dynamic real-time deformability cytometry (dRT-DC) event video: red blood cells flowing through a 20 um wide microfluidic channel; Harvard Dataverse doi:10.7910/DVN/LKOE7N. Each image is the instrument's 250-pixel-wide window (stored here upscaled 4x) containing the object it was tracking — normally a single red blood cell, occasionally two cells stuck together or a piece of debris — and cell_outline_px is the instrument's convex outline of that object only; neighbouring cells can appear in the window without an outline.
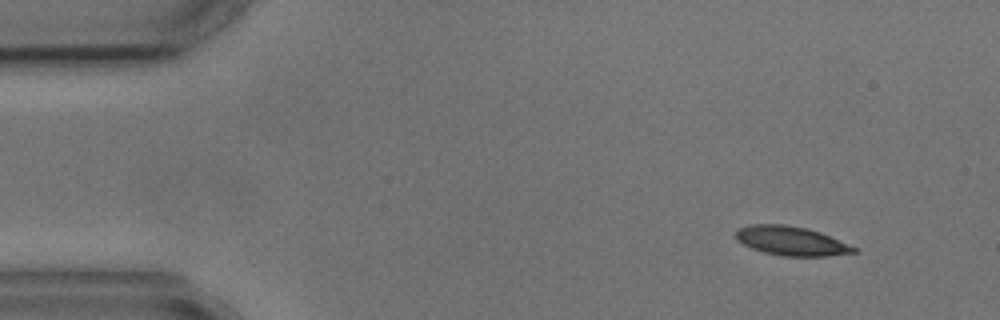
{"species": "common noctule bat (a hibernating species)", "species_latin": "Nyctalus noctula", "temperature_condition": "cold", "stored_images_in_passage": 5, "camera_frame_rate_fps": 3000, "um_per_image_px": 0.085, "animal": {"sex": "male", "body_mass_g": 17.9, "forearm_length_mm": 54.2}, "frame": {"image": 1, "passage_image": 1, "time_ms": 0.0, "image_size_px": [1000, 320], "cell_outline_px": [[856, 252], [828, 256], [784, 256], [764, 252], [752, 248], [736, 240], [736, 232], [740, 228], [752, 224], [784, 224], [804, 228], [820, 232], [856, 248]], "centroid_in_image_um": [67.23, 20.48], "position_along_channel_um": 17.8, "area_um2": 19.65}}
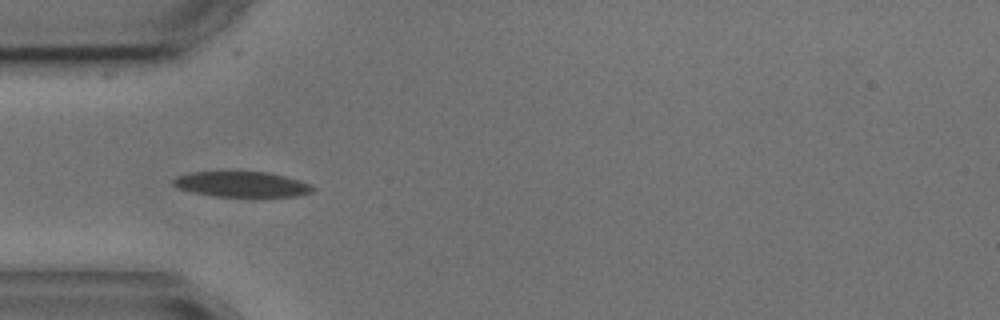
{"frame": {"image": 2, "passage_image": 4, "time_ms": 3.667, "image_size_px": [1000, 320], "cell_outline_px": [[316, 188], [312, 192], [296, 196], [212, 196], [192, 192], [176, 188], [172, 184], [172, 180], [176, 176], [188, 172], [268, 172], [300, 180], [312, 184]], "centroid_in_image_um": [20.53, 15.66], "position_along_channel_um": 64.5, "area_um2": 20.75}}